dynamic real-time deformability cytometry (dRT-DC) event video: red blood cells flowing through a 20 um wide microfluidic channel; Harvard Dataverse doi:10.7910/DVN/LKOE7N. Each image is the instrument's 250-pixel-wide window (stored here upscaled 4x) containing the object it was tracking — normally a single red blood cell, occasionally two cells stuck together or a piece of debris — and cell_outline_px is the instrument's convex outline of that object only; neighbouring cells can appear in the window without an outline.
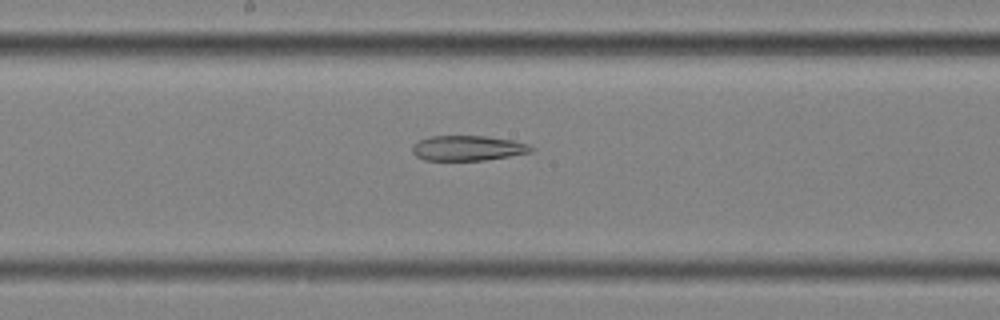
{"species": "common noctule bat (a hibernating species)", "species_latin": "Nyctalus noctula", "temperature_condition": "cold", "stored_images_in_passage": 57, "segment_of_instrument_passage": [2, 2], "camera_frame_rate_fps": 3000, "um_per_image_px": 0.085, "animal": {"sex": "female", "body_mass_g": 25.1}, "frame": {"image": 1, "passage_image": 31, "time_ms": 10.0, "image_size_px": [1000, 320], "cell_outline_px": [[536, 148], [532, 152], [484, 160], [424, 160], [416, 156], [412, 152], [412, 144], [428, 136], [488, 136], [516, 140], [528, 144]], "centroid_in_image_um": [39.78, 12.58], "position_along_channel_um": 208.4, "area_um2": 17.57}}
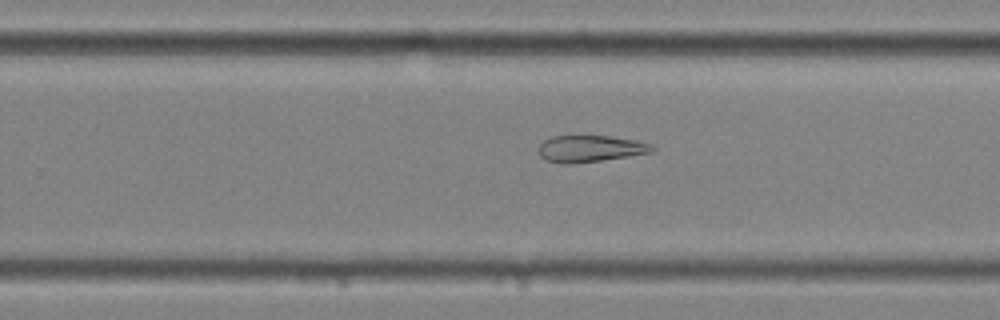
{"frame": {"image": 2, "passage_image": 37, "time_ms": 12.0, "image_size_px": [1000, 320], "cell_outline_px": [[656, 148], [652, 152], [600, 160], [568, 164], [564, 164], [548, 160], [540, 156], [540, 144], [544, 140], [552, 136], [608, 136], [636, 140], [652, 144]], "centroid_in_image_um": [50.19, 12.62], "position_along_channel_um": 279.6, "area_um2": 17.34}}
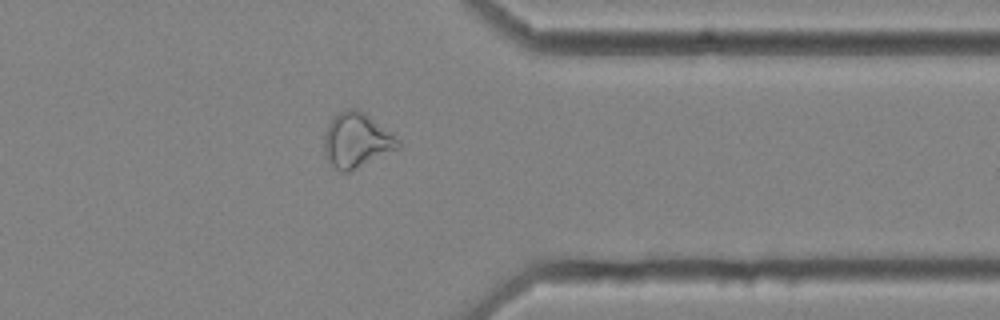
{"frame": {"image": 3, "passage_image": 46, "time_ms": 15.0, "image_size_px": [1000, 320], "cell_outline_px": [[400, 148], [348, 172], [344, 172], [328, 164], [324, 156], [324, 132], [332, 116], [348, 108], [356, 108], [364, 112], [400, 140]], "centroid_in_image_um": [30.27, 11.93], "position_along_channel_um": 381.1, "area_um2": 23.64}}